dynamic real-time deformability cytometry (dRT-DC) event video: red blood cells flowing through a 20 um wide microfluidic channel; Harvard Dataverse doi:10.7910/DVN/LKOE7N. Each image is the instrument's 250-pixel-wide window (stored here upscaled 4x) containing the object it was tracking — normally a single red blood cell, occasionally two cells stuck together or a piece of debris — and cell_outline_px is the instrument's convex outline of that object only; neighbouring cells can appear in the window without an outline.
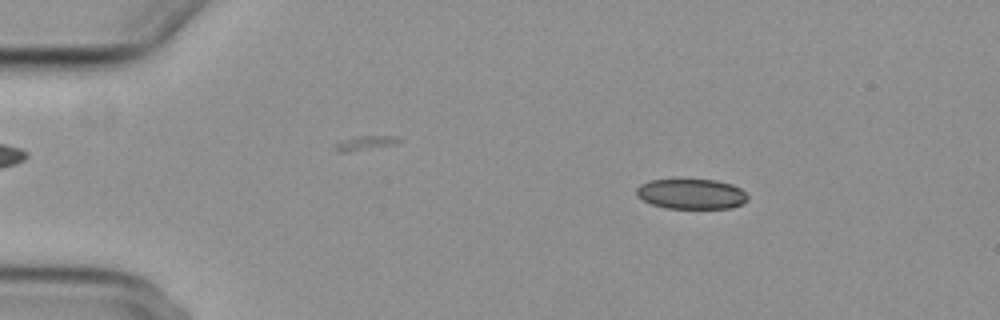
{"species": "common noctule bat (a hibernating species)", "species_latin": "Nyctalus noctula", "temperature_condition": "cold", "stored_images_in_passage": 55, "camera_frame_rate_fps": 3000, "um_per_image_px": 0.085, "animal": {"sex": "female", "body_mass_g": 29.2, "forearm_length_mm": 56.3}, "frame": {"image": 1, "passage_image": 9, "time_ms": 2.667, "image_size_px": [1000, 320], "cell_outline_px": [[748, 200], [732, 208], [668, 208], [652, 204], [636, 196], [636, 188], [640, 184], [652, 180], [716, 180], [732, 184], [740, 188], [748, 196]], "centroid_in_image_um": [58.77, 16.49], "position_along_channel_um": 26.2, "area_um2": 19.42}}
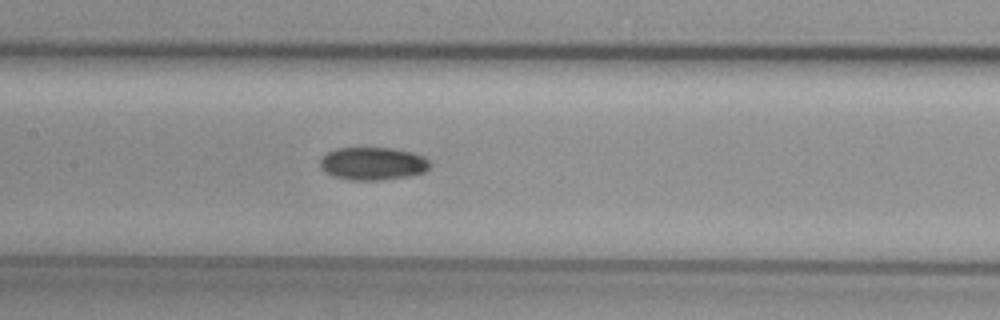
{"frame": {"image": 2, "passage_image": 27, "time_ms": 8.667, "image_size_px": [1000, 320], "cell_outline_px": [[428, 168], [424, 172], [408, 176], [384, 180], [352, 180], [332, 176], [324, 172], [320, 168], [320, 160], [328, 152], [336, 148], [392, 148], [412, 152], [424, 156], [428, 160]], "centroid_in_image_um": [31.66, 13.91], "position_along_channel_um": 175.7, "area_um2": 21.04}}
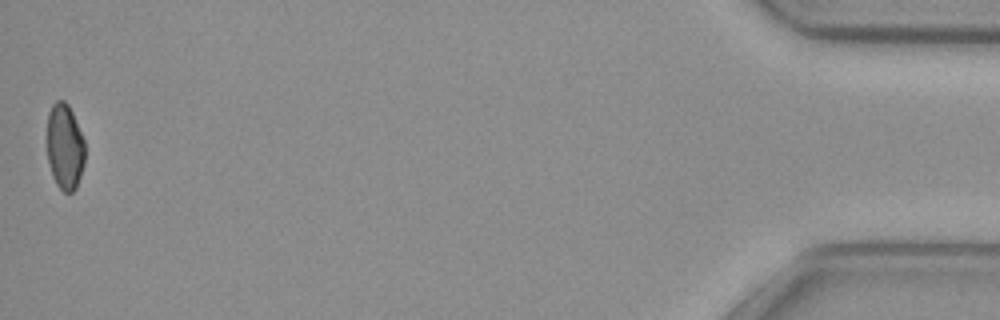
{"frame": {"image": 3, "passage_image": 55, "time_ms": 18.0, "image_size_px": [1000, 320], "cell_outline_px": [[84, 164], [76, 188], [72, 192], [64, 192], [56, 184], [52, 176], [48, 160], [48, 112], [52, 104], [56, 100], [64, 100], [68, 104], [72, 112], [84, 140]], "centroid_in_image_um": [5.51, 12.47], "position_along_channel_um": 429.7, "area_um2": 18.84}, "authors_computed_cell_mechanics": {"area_um2": 20.6924, "velocity_mm_per_s": 3.7426, "shape_relaxation_time_tau1_ms": 10.4072, "shape_relaxation_time_tau2_ms": null, "deformation_change_tau1": 0.1412, "deformation_change_tau2": null}}